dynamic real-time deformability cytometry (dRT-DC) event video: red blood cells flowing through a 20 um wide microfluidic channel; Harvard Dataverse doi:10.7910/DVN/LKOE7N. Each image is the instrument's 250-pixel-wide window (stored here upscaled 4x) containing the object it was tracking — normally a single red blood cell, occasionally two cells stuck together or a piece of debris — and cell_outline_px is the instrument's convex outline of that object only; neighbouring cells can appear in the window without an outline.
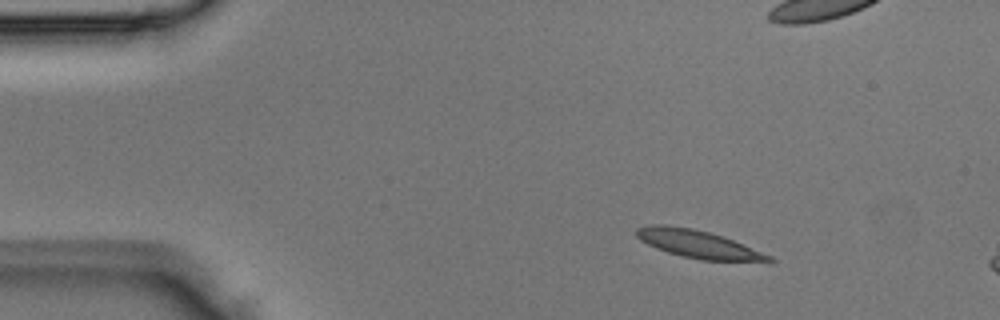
{"species": "Egyptian fruit bat (a non-hibernating species)", "species_latin": "Rousettus aegyptiacus", "temperature_condition": "room temperature", "stored_images_in_passage": 3, "camera_frame_rate_fps": 3000, "um_per_image_px": 0.085, "animal": {"sex": "male"}, "frame": {"image": 1, "passage_image": 1, "time_ms": 0.0, "image_size_px": [1000, 320], "cell_outline_px": [[776, 260], [700, 260], [668, 252], [656, 248], [640, 240], [636, 236], [636, 228], [652, 224], [668, 224], [692, 228], [724, 236], [772, 256]], "centroid_in_image_um": [59.26, 20.71], "position_along_channel_um": 25.7, "area_um2": 21.1}}